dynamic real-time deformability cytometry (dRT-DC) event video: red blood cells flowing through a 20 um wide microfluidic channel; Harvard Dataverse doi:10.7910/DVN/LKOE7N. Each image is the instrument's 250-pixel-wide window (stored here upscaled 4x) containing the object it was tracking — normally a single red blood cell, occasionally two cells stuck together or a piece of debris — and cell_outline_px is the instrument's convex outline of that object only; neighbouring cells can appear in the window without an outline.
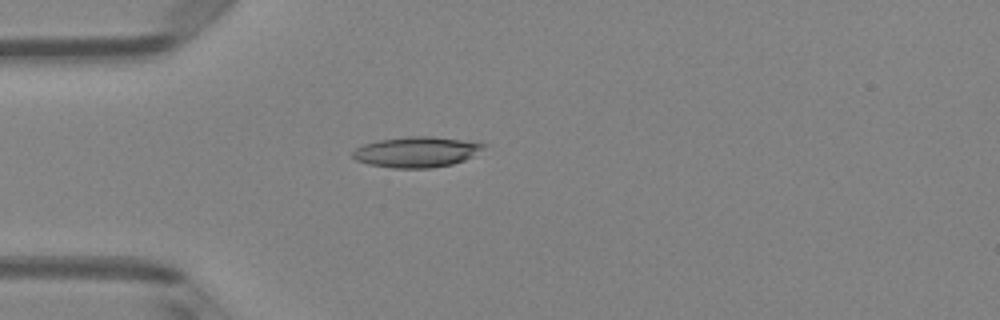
{"species": "Egyptian fruit bat (a non-hibernating species)", "species_latin": "Rousettus aegyptiacus", "temperature_condition": "room temperature", "stored_images_in_passage": 40, "camera_frame_rate_fps": 3000, "um_per_image_px": 0.085, "animal": {"sex": "female"}, "frame": {"image": 1, "passage_image": 4, "time_ms": 1.0, "image_size_px": [1000, 320], "cell_outline_px": [[488, 144], [484, 148], [472, 156], [464, 160], [452, 164], [432, 168], [392, 168], [368, 164], [356, 160], [352, 156], [352, 152], [356, 148], [364, 144], [380, 140], [408, 136], [432, 136]], "centroid_in_image_um": [35.39, 12.92], "position_along_channel_um": 49.6, "area_um2": 23.18}}
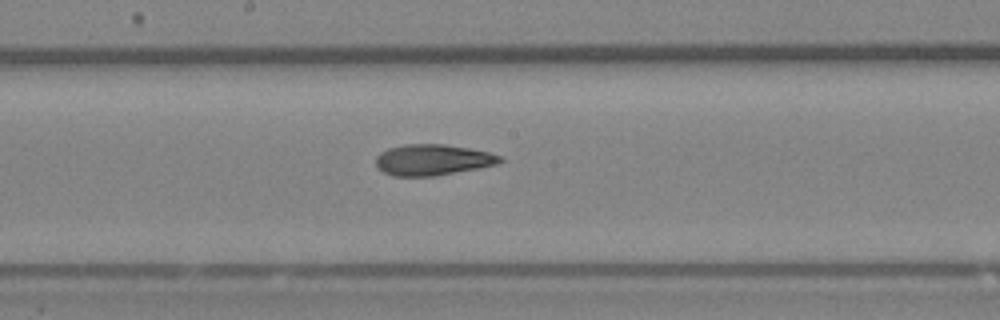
{"frame": {"image": 2, "passage_image": 17, "time_ms": 5.333, "image_size_px": [1000, 320], "cell_outline_px": [[504, 160], [496, 164], [436, 176], [392, 176], [376, 168], [376, 156], [380, 152], [388, 148], [404, 144], [444, 144], [468, 148], [488, 152], [500, 156]], "centroid_in_image_um": [36.72, 13.58], "position_along_channel_um": 211.5, "area_um2": 22.37}}
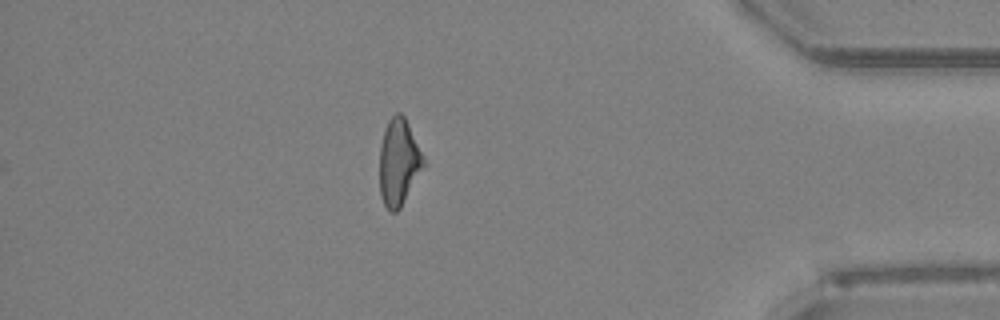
{"frame": {"image": 3, "passage_image": 34, "time_ms": 11.0, "image_size_px": [1000, 320], "cell_outline_px": [[424, 164], [400, 208], [396, 212], [392, 212], [384, 204], [380, 196], [380, 148], [384, 132], [388, 120], [396, 112], [400, 112], [404, 116], [424, 156]], "centroid_in_image_um": [33.87, 13.77], "position_along_channel_um": 401.3, "area_um2": 21.68}, "authors_computed_cell_mechanics": {"area_um2": 22.4264, "velocity_mm_per_s": 4.0317, "shape_relaxation_time_tau1_ms": 6.828, "shape_relaxation_time_tau2_ms": 3.3253, "deformation_change_tau1": 0.1837, "deformation_change_tau2": 0.1221}}